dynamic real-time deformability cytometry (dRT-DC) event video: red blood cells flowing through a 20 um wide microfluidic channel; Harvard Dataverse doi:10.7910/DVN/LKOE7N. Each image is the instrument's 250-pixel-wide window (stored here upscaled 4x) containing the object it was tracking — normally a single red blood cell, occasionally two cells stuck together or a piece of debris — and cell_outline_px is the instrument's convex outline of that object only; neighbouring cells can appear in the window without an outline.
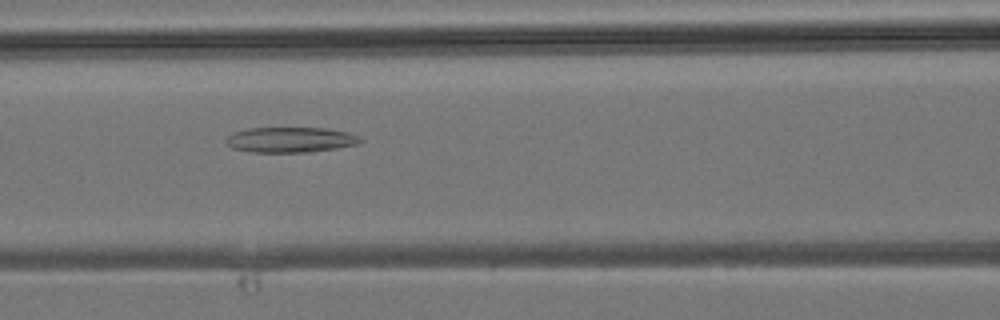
{"species": "common noctule bat (a hibernating species)", "species_latin": "Nyctalus noctula", "temperature_condition": "room temperature", "stored_images_in_passage": 32, "camera_frame_rate_fps": 3000, "um_per_image_px": 0.085, "animal": {"sex": "male", "body_mass_g": 19.2, "forearm_length_mm": 51.8}, "frame": {"image": 1, "passage_image": 11, "time_ms": 3.333, "image_size_px": [1000, 320], "cell_outline_px": [[364, 140], [356, 144], [336, 148], [308, 152], [252, 152], [232, 148], [224, 140], [232, 132], [248, 128], [324, 128], [348, 132], [360, 136]], "centroid_in_image_um": [24.67, 11.87], "position_along_channel_um": 141.9, "area_um2": 19.83}}
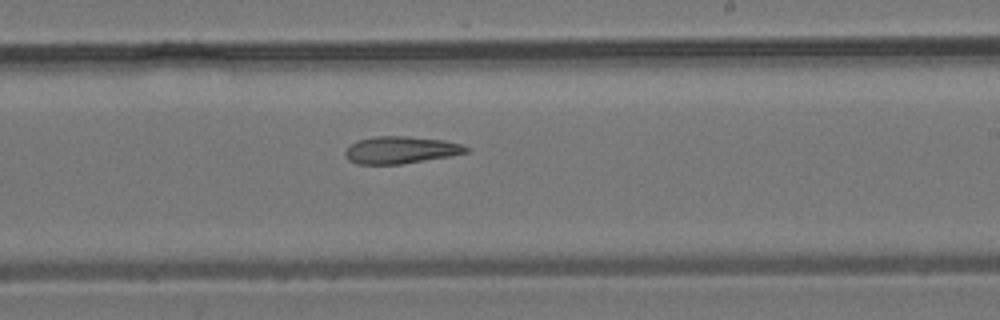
{"frame": {"image": 2, "passage_image": 18, "time_ms": 5.667, "image_size_px": [1000, 320], "cell_outline_px": [[472, 148], [468, 152], [452, 156], [400, 164], [356, 164], [348, 160], [344, 156], [344, 152], [356, 140], [376, 136], [408, 136], [444, 140], [460, 144]], "centroid_in_image_um": [34.07, 12.75], "position_along_channel_um": 254.9, "area_um2": 19.31}}
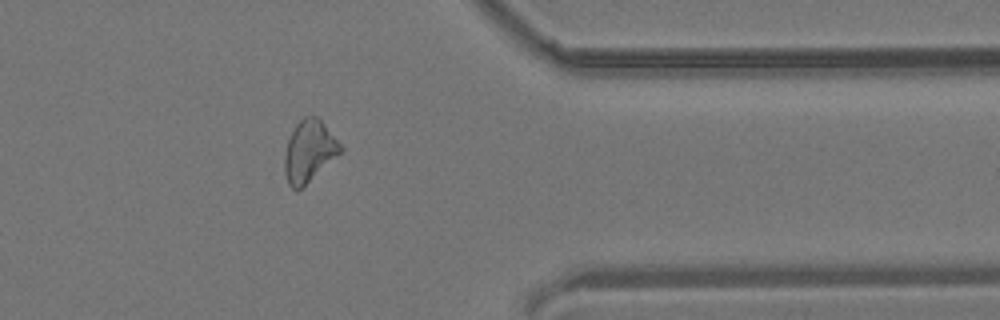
{"frame": {"image": 3, "passage_image": 27, "time_ms": 8.667, "image_size_px": [1000, 320], "cell_outline_px": [[344, 148], [340, 152], [300, 188], [292, 188], [288, 184], [284, 172], [284, 152], [288, 140], [296, 124], [304, 116], [316, 116], [324, 124]], "centroid_in_image_um": [26.24, 12.82], "position_along_channel_um": 385.2, "area_um2": 19.42}}